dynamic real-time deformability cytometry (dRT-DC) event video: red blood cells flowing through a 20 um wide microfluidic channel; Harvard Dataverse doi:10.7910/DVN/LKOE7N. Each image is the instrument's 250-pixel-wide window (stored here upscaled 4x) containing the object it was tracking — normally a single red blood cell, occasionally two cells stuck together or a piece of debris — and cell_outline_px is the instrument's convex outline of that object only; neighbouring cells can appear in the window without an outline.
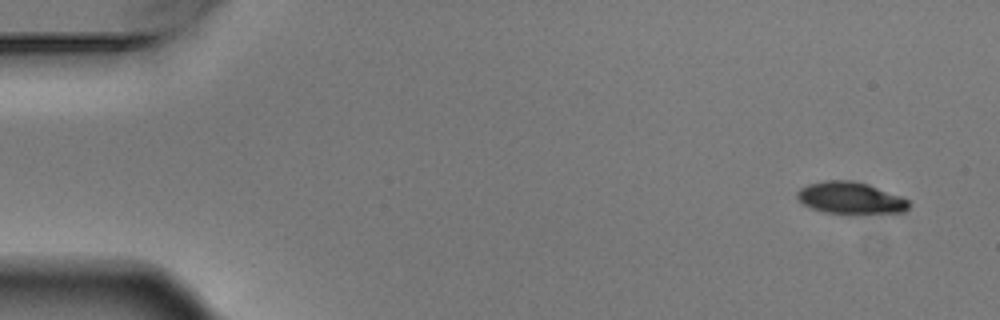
{"species": "Egyptian fruit bat (a non-hibernating species)", "species_latin": "Rousettus aegyptiacus", "temperature_condition": "warm", "stored_images_in_passage": 5, "camera_frame_rate_fps": 3000, "um_per_image_px": 0.085, "animal": {"sex": "male"}, "frame": {"image": 1, "passage_image": 1, "time_ms": 0.0, "image_size_px": [1000, 320], "cell_outline_px": [[908, 208], [904, 212], [864, 216], [852, 216], [824, 212], [812, 208], [804, 204], [796, 196], [796, 192], [800, 188], [808, 184], [824, 180], [852, 180], [868, 184], [900, 196], [908, 200]], "centroid_in_image_um": [72.31, 16.87], "position_along_channel_um": 12.7, "area_um2": 21.5}}